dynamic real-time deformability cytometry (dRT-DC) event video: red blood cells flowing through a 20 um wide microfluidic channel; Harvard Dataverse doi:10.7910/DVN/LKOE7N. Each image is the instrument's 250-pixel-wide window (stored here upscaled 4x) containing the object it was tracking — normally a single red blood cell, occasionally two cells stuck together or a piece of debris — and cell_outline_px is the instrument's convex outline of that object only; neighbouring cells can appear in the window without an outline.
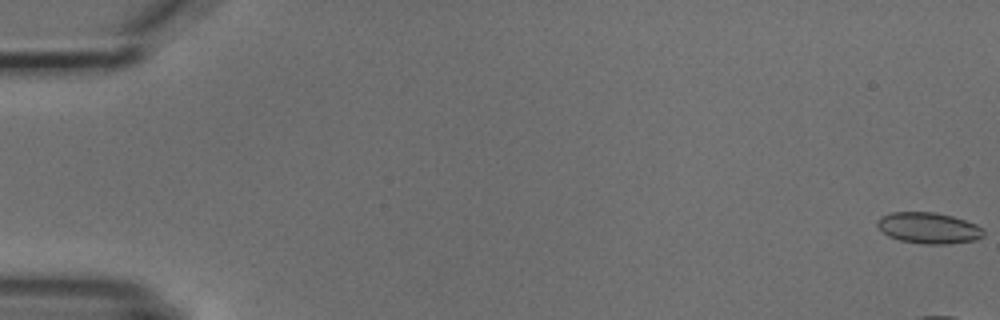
{"species": "common noctule bat (a hibernating species)", "species_latin": "Nyctalus noctula", "temperature_condition": "cold", "stored_images_in_passage": 7, "camera_frame_rate_fps": 3000, "um_per_image_px": 0.085, "animal": {"sex": "male", "body_mass_g": 18.8}, "frame": {"image": 1, "passage_image": 1, "time_ms": 0.0, "image_size_px": [1000, 320], "cell_outline_px": [[984, 236], [976, 240], [948, 244], [920, 244], [900, 240], [888, 236], [876, 224], [880, 216], [892, 212], [936, 212], [952, 216], [976, 224], [984, 232]], "centroid_in_image_um": [78.93, 19.38], "position_along_channel_um": 6.1, "area_um2": 19.25}}